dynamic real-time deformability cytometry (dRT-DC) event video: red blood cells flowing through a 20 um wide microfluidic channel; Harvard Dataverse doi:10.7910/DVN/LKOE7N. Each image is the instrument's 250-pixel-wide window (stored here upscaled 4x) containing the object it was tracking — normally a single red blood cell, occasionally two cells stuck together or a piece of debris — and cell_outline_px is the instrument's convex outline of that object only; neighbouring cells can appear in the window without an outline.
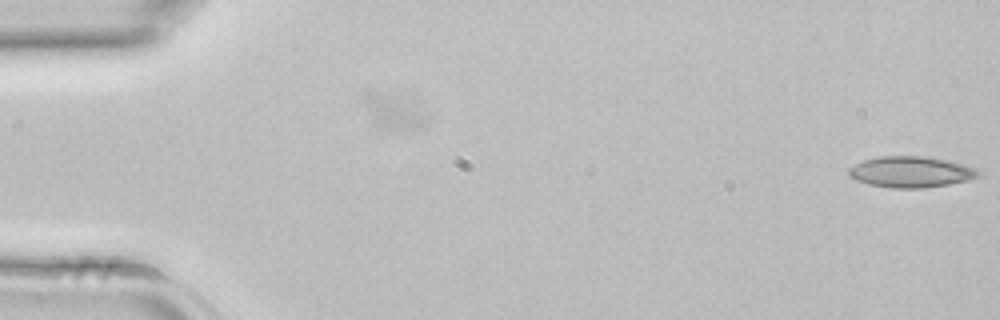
{"species": "common noctule bat (a hibernating species)", "species_latin": "Nyctalus noctula", "temperature_condition": "room temperature", "stored_images_in_passage": 20, "segment_of_instrument_passage": [2, 2], "camera_frame_rate_fps": 3000, "um_per_image_px": 0.085, "animal": {"sex": "female", "body_mass_g": 22.7, "forearm_length_mm": 54.2}, "frame": {"image": 1, "passage_image": 20, "time_ms": 6.333, "image_size_px": [1000, 320], "cell_outline_px": [[980, 176], [968, 180], [948, 184], [924, 188], [892, 188], [868, 184], [856, 180], [848, 172], [848, 168], [864, 160], [880, 156], [924, 156], [948, 160], [964, 164], [976, 168], [980, 172]], "centroid_in_image_um": [77.45, 14.61], "position_along_channel_um": 7.5, "area_um2": 23.41}}